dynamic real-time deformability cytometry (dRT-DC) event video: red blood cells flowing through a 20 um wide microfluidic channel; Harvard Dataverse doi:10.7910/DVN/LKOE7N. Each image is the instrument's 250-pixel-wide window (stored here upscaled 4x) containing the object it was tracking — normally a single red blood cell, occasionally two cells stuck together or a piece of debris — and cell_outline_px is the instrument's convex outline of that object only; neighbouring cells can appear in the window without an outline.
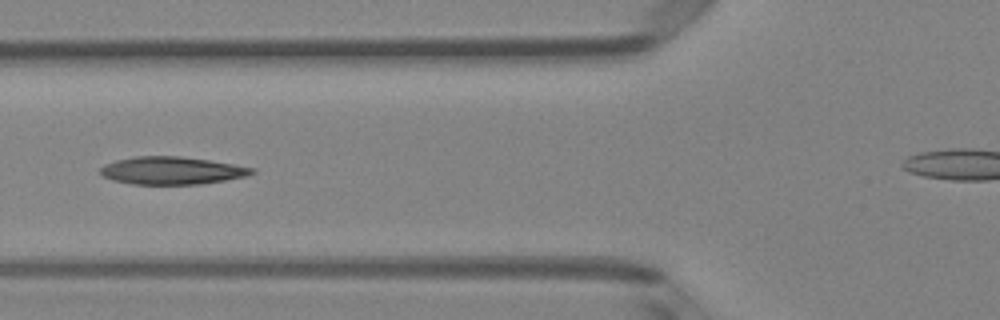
{"species": "Egyptian fruit bat (a non-hibernating species)", "species_latin": "Rousettus aegyptiacus", "temperature_condition": "room temperature", "stored_images_in_passage": 5, "camera_frame_rate_fps": 3000, "um_per_image_px": 0.085, "animal": {"sex": "female"}, "frame": {"image": 1, "passage_image": 5, "time_ms": 1.333, "image_size_px": [1000, 320], "cell_outline_px": [[256, 172], [248, 176], [200, 184], [132, 184], [112, 180], [100, 176], [100, 168], [104, 164], [116, 160], [136, 156], [180, 156], [208, 160], [256, 168]], "centroid_in_image_um": [14.58, 14.5], "position_along_channel_um": 111.2, "area_um2": 24.51}}